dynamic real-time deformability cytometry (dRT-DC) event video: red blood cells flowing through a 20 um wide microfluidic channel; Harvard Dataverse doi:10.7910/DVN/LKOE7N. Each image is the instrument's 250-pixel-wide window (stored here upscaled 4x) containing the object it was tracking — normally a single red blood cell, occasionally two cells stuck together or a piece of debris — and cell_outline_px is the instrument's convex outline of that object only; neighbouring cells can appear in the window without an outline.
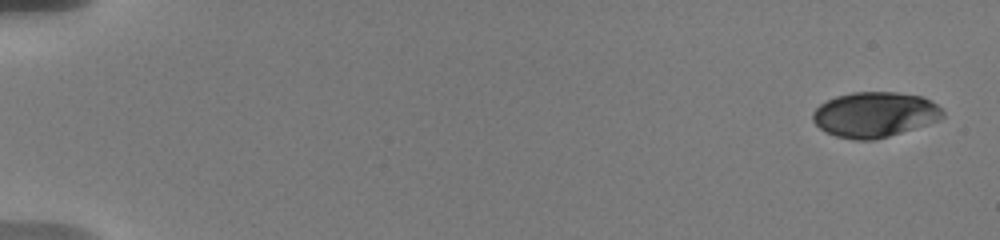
{"species": "human", "species_latin": "Homo sapiens", "temperature_condition": "warm", "stored_images_in_passage": 50, "camera_frame_rate_fps": 3000, "um_per_image_px": 0.085, "donor": {"sex": "male"}, "frame": {"image": 1, "passage_image": 1, "time_ms": 0.0, "image_size_px": [1000, 240], "cell_outline_px": [[944, 116], [936, 120], [876, 140], [852, 140], [836, 136], [820, 128], [812, 120], [812, 112], [820, 104], [836, 96], [852, 92], [896, 92], [920, 96], [936, 104], [944, 112]], "centroid_in_image_um": [74.29, 9.73], "position_along_channel_um": 10.7, "area_um2": 33.81}}
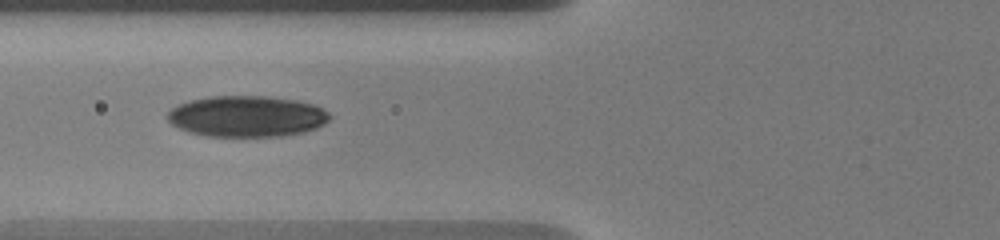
{"frame": {"image": 2, "passage_image": 22, "time_ms": 7.333, "image_size_px": [1000, 240], "cell_outline_px": [[332, 116], [324, 124], [316, 128], [304, 132], [280, 136], [208, 136], [188, 132], [172, 124], [168, 120], [168, 112], [172, 108], [180, 104], [192, 100], [208, 96], [268, 96], [296, 100], [312, 104], [328, 112]], "centroid_in_image_um": [20.99, 9.88], "position_along_channel_um": 104.8, "area_um2": 38.67}}
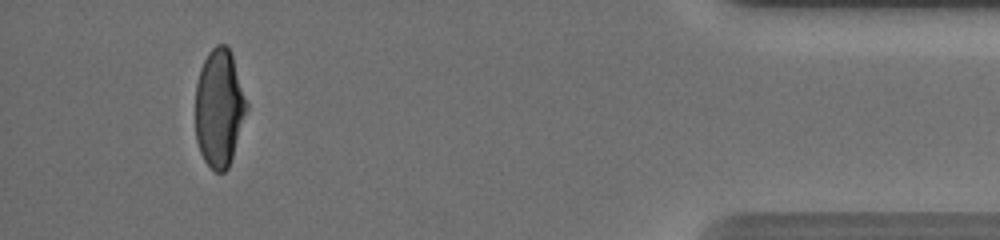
{"frame": {"image": 3, "passage_image": 47, "time_ms": 17.333, "image_size_px": [1000, 240], "cell_outline_px": [[248, 108], [228, 168], [224, 172], [216, 172], [204, 160], [200, 152], [196, 140], [196, 84], [200, 68], [208, 52], [216, 44], [224, 44], [228, 48], [232, 56], [248, 104]], "centroid_in_image_um": [18.62, 9.18], "position_along_channel_um": 416.6, "area_um2": 34.85}, "authors_computed_cell_mechanics": {"area_um2": 36.0094, "velocity_mm_per_s": 3.6355, "shape_relaxation_time_tau1_ms": 4.7377, "shape_relaxation_time_tau2_ms": 2.3657, "deformation_change_tau1": 0.1721, "deformation_change_tau2": 0.0566}}